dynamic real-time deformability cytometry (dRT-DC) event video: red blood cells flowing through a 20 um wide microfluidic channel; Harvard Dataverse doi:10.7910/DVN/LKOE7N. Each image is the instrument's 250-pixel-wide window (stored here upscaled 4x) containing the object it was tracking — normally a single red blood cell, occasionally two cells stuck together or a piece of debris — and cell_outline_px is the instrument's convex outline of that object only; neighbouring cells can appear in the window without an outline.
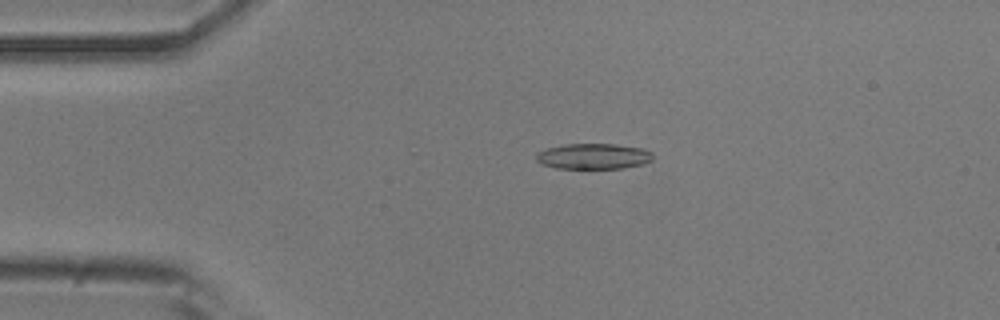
{"species": "common noctule bat (a hibernating species)", "species_latin": "Nyctalus noctula", "temperature_condition": "room temperature", "stored_images_in_passage": 9, "camera_frame_rate_fps": 3000, "um_per_image_px": 0.085, "animal": {"sex": "male", "body_mass_g": 20.5, "forearm_length_mm": 52.5}, "frame": {"image": 1, "passage_image": 1, "time_ms": 0.0, "image_size_px": [1000, 320], "cell_outline_px": [[652, 160], [644, 164], [624, 168], [556, 168], [540, 164], [536, 160], [536, 152], [548, 148], [564, 144], [616, 144], [644, 148], [652, 152]], "centroid_in_image_um": [50.45, 13.28], "position_along_channel_um": 34.6, "area_um2": 17.57}}
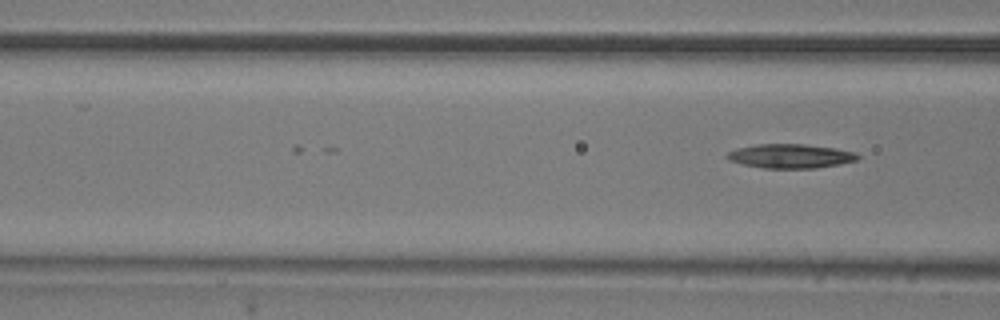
{"frame": {"image": 2, "passage_image": 9, "time_ms": 2.667, "image_size_px": [1000, 320], "cell_outline_px": [[860, 156], [856, 160], [840, 164], [816, 168], [764, 168], [744, 164], [728, 160], [724, 156], [728, 152], [736, 148], [756, 144], [804, 144], [836, 148], [856, 152]], "centroid_in_image_um": [67.18, 13.26], "position_along_channel_um": 99.4, "area_um2": 18.44}}